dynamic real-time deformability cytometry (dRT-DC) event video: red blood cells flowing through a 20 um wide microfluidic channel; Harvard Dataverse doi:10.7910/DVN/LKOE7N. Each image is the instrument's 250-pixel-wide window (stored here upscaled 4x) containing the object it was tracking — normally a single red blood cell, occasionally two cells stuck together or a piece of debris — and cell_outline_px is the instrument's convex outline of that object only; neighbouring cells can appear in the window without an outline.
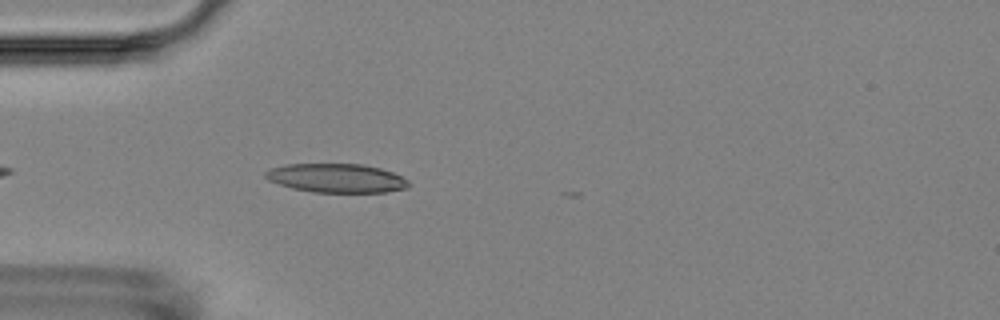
{"species": "Egyptian fruit bat (a non-hibernating species)", "species_latin": "Rousettus aegyptiacus", "temperature_condition": "room temperature", "stored_images_in_passage": 3, "camera_frame_rate_fps": 3000, "um_per_image_px": 0.085, "animal": {"sex": "female"}, "frame": {"image": 1, "passage_image": 3, "time_ms": 3.0, "image_size_px": [1000, 320], "cell_outline_px": [[408, 188], [388, 192], [312, 192], [292, 188], [268, 180], [264, 176], [264, 172], [272, 168], [288, 164], [360, 164], [380, 168], [392, 172], [408, 180]], "centroid_in_image_um": [28.6, 15.14], "position_along_channel_um": 56.4, "area_um2": 23.99}}